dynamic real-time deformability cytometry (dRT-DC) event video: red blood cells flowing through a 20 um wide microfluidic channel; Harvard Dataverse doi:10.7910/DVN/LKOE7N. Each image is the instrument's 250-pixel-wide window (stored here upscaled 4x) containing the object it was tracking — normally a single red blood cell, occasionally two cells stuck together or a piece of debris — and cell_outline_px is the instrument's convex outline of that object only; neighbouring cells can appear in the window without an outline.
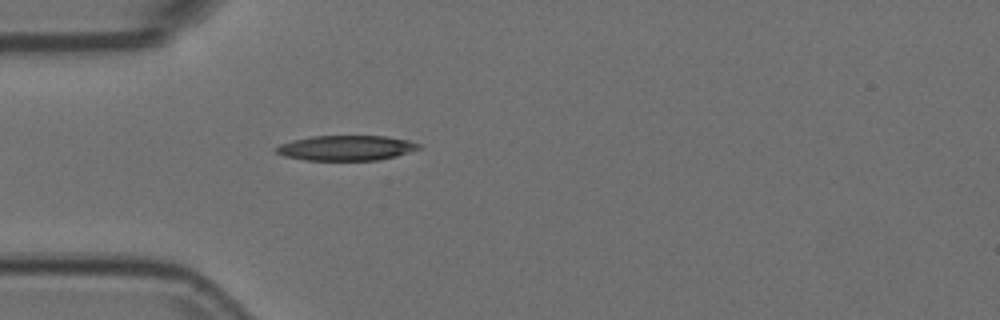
{"species": "Egyptian fruit bat (a non-hibernating species)", "species_latin": "Rousettus aegyptiacus", "temperature_condition": "room temperature", "stored_images_in_passage": 3, "camera_frame_rate_fps": 3000, "um_per_image_px": 0.085, "animal": {"sex": "female"}, "frame": {"image": 1, "passage_image": 3, "time_ms": 0.667, "image_size_px": [1000, 320], "cell_outline_px": [[420, 148], [396, 156], [380, 160], [304, 160], [284, 156], [276, 152], [272, 148], [280, 144], [292, 140], [312, 136], [384, 136], [408, 140], [420, 144]], "centroid_in_image_um": [29.38, 12.57], "position_along_channel_um": 55.6, "area_um2": 20.87}}